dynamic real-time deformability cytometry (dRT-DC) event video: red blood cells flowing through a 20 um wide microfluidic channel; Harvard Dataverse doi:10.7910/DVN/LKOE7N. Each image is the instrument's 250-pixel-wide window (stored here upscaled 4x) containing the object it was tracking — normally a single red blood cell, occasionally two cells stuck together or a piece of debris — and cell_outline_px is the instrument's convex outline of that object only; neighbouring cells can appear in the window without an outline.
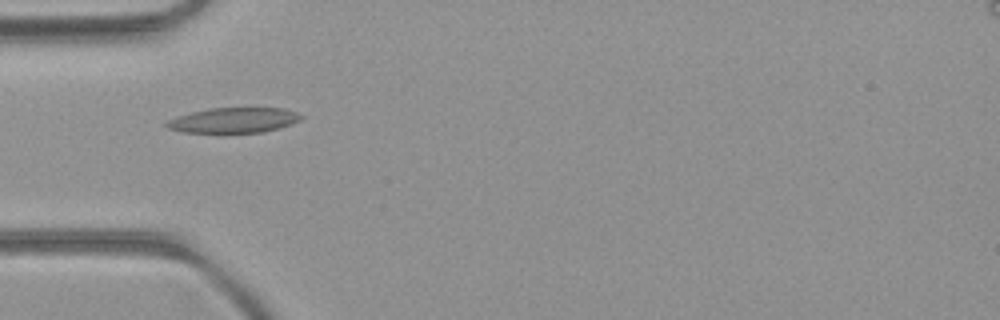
{"species": "common noctule bat (a hibernating species)", "species_latin": "Nyctalus noctula", "temperature_condition": "room temperature", "stored_images_in_passage": 38, "camera_frame_rate_fps": 3000, "um_per_image_px": 0.085, "animal": {"sex": "female", "body_mass_g": 21.9}, "frame": {"image": 1, "passage_image": 3, "time_ms": 0.667, "image_size_px": [1000, 320], "cell_outline_px": [[304, 116], [300, 120], [292, 124], [280, 128], [264, 132], [184, 132], [168, 128], [164, 124], [168, 120], [176, 116], [208, 108], [284, 108], [296, 112]], "centroid_in_image_um": [19.89, 10.21], "position_along_channel_um": 65.1, "area_um2": 19.71}}
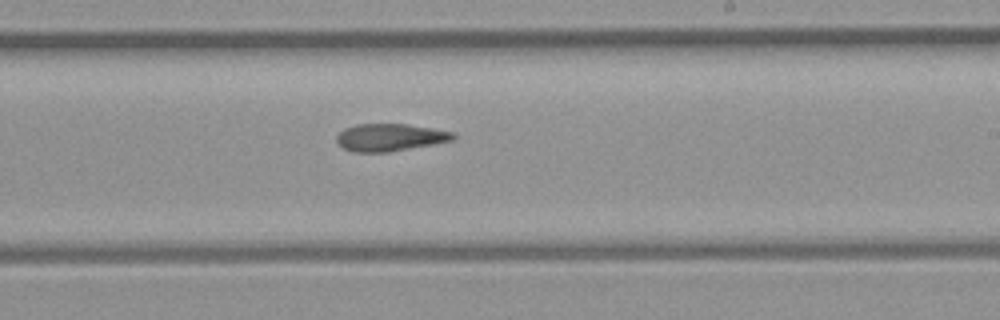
{"frame": {"image": 2, "passage_image": 17, "time_ms": 5.333, "image_size_px": [1000, 320], "cell_outline_px": [[456, 136], [452, 140], [432, 144], [388, 152], [352, 152], [344, 148], [336, 140], [336, 136], [344, 128], [356, 124], [408, 124], [456, 132]], "centroid_in_image_um": [33.14, 11.67], "position_along_channel_um": 255.9, "area_um2": 18.55}}
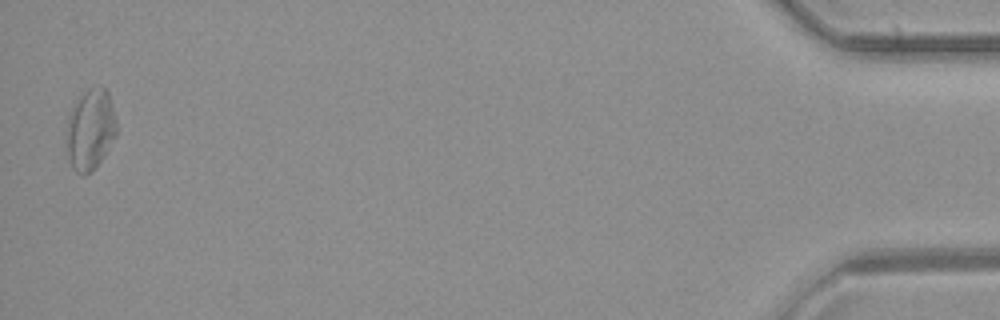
{"frame": {"image": 3, "passage_image": 37, "time_ms": 12.0, "image_size_px": [1000, 320], "cell_outline_px": [[116, 136], [104, 156], [84, 176], [76, 172], [72, 168], [68, 156], [68, 116], [72, 108], [80, 96], [88, 88], [104, 88], [108, 92], [116, 120]], "centroid_in_image_um": [7.69, 11.01], "position_along_channel_um": 427.5, "area_um2": 22.95}}